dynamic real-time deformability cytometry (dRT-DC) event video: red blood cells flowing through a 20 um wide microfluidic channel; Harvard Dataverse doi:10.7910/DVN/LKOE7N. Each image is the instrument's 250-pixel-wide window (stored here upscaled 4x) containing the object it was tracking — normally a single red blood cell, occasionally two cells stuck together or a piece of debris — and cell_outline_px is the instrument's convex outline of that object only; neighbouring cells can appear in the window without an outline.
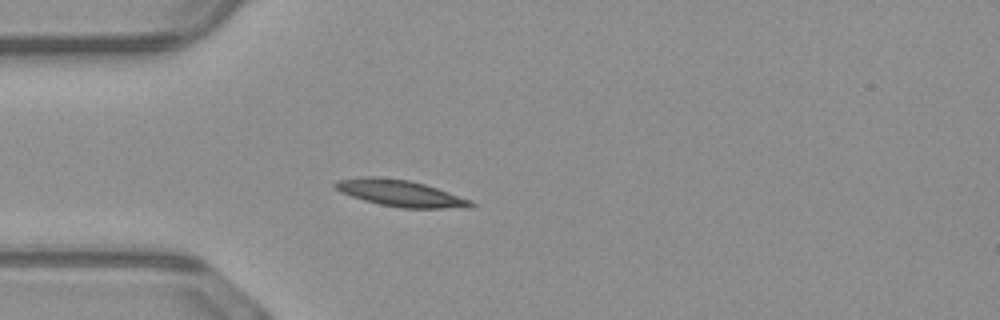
{"species": "common noctule bat (a hibernating species)", "species_latin": "Nyctalus noctula", "temperature_condition": "warm", "stored_images_in_passage": 5, "camera_frame_rate_fps": 3000, "um_per_image_px": 0.085, "animal": {"sex": "male", "body_mass_g": 23.1, "forearm_length_mm": 52.7}, "frame": {"image": 1, "passage_image": 1, "time_ms": 0.0, "image_size_px": [1000, 320], "cell_outline_px": [[476, 204], [468, 208], [404, 208], [380, 204], [364, 200], [340, 192], [332, 184], [336, 180], [364, 176], [376, 176], [408, 180], [424, 184], [472, 200]], "centroid_in_image_um": [34.02, 16.42], "position_along_channel_um": 51.0, "area_um2": 20.87}}